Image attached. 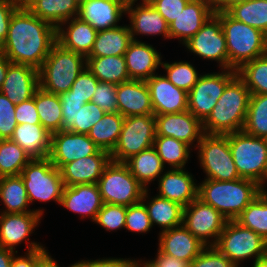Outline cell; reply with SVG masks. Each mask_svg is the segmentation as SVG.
Returning a JSON list of instances; mask_svg holds the SVG:
<instances>
[{
  "label": "cell",
  "instance_id": "1",
  "mask_svg": "<svg viewBox=\"0 0 267 267\" xmlns=\"http://www.w3.org/2000/svg\"><path fill=\"white\" fill-rule=\"evenodd\" d=\"M56 42L55 26L19 7L10 19L2 54L11 63L39 69Z\"/></svg>",
  "mask_w": 267,
  "mask_h": 267
},
{
  "label": "cell",
  "instance_id": "2",
  "mask_svg": "<svg viewBox=\"0 0 267 267\" xmlns=\"http://www.w3.org/2000/svg\"><path fill=\"white\" fill-rule=\"evenodd\" d=\"M261 192L259 184L244 178L233 181L204 179L198 183V198L228 220H235Z\"/></svg>",
  "mask_w": 267,
  "mask_h": 267
},
{
  "label": "cell",
  "instance_id": "3",
  "mask_svg": "<svg viewBox=\"0 0 267 267\" xmlns=\"http://www.w3.org/2000/svg\"><path fill=\"white\" fill-rule=\"evenodd\" d=\"M250 96L247 86L236 76L226 86L210 115L202 122L204 133L227 135L242 131Z\"/></svg>",
  "mask_w": 267,
  "mask_h": 267
},
{
  "label": "cell",
  "instance_id": "4",
  "mask_svg": "<svg viewBox=\"0 0 267 267\" xmlns=\"http://www.w3.org/2000/svg\"><path fill=\"white\" fill-rule=\"evenodd\" d=\"M222 24L228 52V69L238 70L243 64L267 54V35L235 20L226 11L214 13Z\"/></svg>",
  "mask_w": 267,
  "mask_h": 267
},
{
  "label": "cell",
  "instance_id": "5",
  "mask_svg": "<svg viewBox=\"0 0 267 267\" xmlns=\"http://www.w3.org/2000/svg\"><path fill=\"white\" fill-rule=\"evenodd\" d=\"M86 67L85 56L65 49L56 42L38 69L39 87L56 95L66 93Z\"/></svg>",
  "mask_w": 267,
  "mask_h": 267
},
{
  "label": "cell",
  "instance_id": "6",
  "mask_svg": "<svg viewBox=\"0 0 267 267\" xmlns=\"http://www.w3.org/2000/svg\"><path fill=\"white\" fill-rule=\"evenodd\" d=\"M229 148L240 178L261 187L267 179V140L244 131L229 134Z\"/></svg>",
  "mask_w": 267,
  "mask_h": 267
},
{
  "label": "cell",
  "instance_id": "7",
  "mask_svg": "<svg viewBox=\"0 0 267 267\" xmlns=\"http://www.w3.org/2000/svg\"><path fill=\"white\" fill-rule=\"evenodd\" d=\"M28 194L29 203L55 201L60 205L64 182L60 170L49 157L31 159L20 174Z\"/></svg>",
  "mask_w": 267,
  "mask_h": 267
},
{
  "label": "cell",
  "instance_id": "8",
  "mask_svg": "<svg viewBox=\"0 0 267 267\" xmlns=\"http://www.w3.org/2000/svg\"><path fill=\"white\" fill-rule=\"evenodd\" d=\"M103 203L130 206L141 202L145 188L124 162L110 161L98 180Z\"/></svg>",
  "mask_w": 267,
  "mask_h": 267
},
{
  "label": "cell",
  "instance_id": "9",
  "mask_svg": "<svg viewBox=\"0 0 267 267\" xmlns=\"http://www.w3.org/2000/svg\"><path fill=\"white\" fill-rule=\"evenodd\" d=\"M214 246L238 267L244 260L254 262L267 254V241L236 220L227 221Z\"/></svg>",
  "mask_w": 267,
  "mask_h": 267
},
{
  "label": "cell",
  "instance_id": "10",
  "mask_svg": "<svg viewBox=\"0 0 267 267\" xmlns=\"http://www.w3.org/2000/svg\"><path fill=\"white\" fill-rule=\"evenodd\" d=\"M196 150L200 167L206 174L205 179L219 181L240 179L229 148V134L204 133Z\"/></svg>",
  "mask_w": 267,
  "mask_h": 267
},
{
  "label": "cell",
  "instance_id": "11",
  "mask_svg": "<svg viewBox=\"0 0 267 267\" xmlns=\"http://www.w3.org/2000/svg\"><path fill=\"white\" fill-rule=\"evenodd\" d=\"M155 137L154 114L125 117L117 145L110 153L111 160L125 162L131 156L152 147Z\"/></svg>",
  "mask_w": 267,
  "mask_h": 267
},
{
  "label": "cell",
  "instance_id": "12",
  "mask_svg": "<svg viewBox=\"0 0 267 267\" xmlns=\"http://www.w3.org/2000/svg\"><path fill=\"white\" fill-rule=\"evenodd\" d=\"M237 76L233 69L205 73L188 92V111L203 122L217 105L226 86Z\"/></svg>",
  "mask_w": 267,
  "mask_h": 267
},
{
  "label": "cell",
  "instance_id": "13",
  "mask_svg": "<svg viewBox=\"0 0 267 267\" xmlns=\"http://www.w3.org/2000/svg\"><path fill=\"white\" fill-rule=\"evenodd\" d=\"M228 219L198 197L183 208L182 225L206 246H214Z\"/></svg>",
  "mask_w": 267,
  "mask_h": 267
},
{
  "label": "cell",
  "instance_id": "14",
  "mask_svg": "<svg viewBox=\"0 0 267 267\" xmlns=\"http://www.w3.org/2000/svg\"><path fill=\"white\" fill-rule=\"evenodd\" d=\"M183 46L194 56L216 61L220 70L228 69L226 38L220 19L215 14Z\"/></svg>",
  "mask_w": 267,
  "mask_h": 267
},
{
  "label": "cell",
  "instance_id": "15",
  "mask_svg": "<svg viewBox=\"0 0 267 267\" xmlns=\"http://www.w3.org/2000/svg\"><path fill=\"white\" fill-rule=\"evenodd\" d=\"M41 219L38 212L0 213V247L15 251L19 244L27 241V252L45 249L41 243L29 241Z\"/></svg>",
  "mask_w": 267,
  "mask_h": 267
},
{
  "label": "cell",
  "instance_id": "16",
  "mask_svg": "<svg viewBox=\"0 0 267 267\" xmlns=\"http://www.w3.org/2000/svg\"><path fill=\"white\" fill-rule=\"evenodd\" d=\"M99 150L87 134L61 130L51 134L49 159L60 169L64 164L96 154Z\"/></svg>",
  "mask_w": 267,
  "mask_h": 267
},
{
  "label": "cell",
  "instance_id": "17",
  "mask_svg": "<svg viewBox=\"0 0 267 267\" xmlns=\"http://www.w3.org/2000/svg\"><path fill=\"white\" fill-rule=\"evenodd\" d=\"M155 118L156 136L173 137L194 149L204 134L202 122L188 110L180 113L155 115Z\"/></svg>",
  "mask_w": 267,
  "mask_h": 267
},
{
  "label": "cell",
  "instance_id": "18",
  "mask_svg": "<svg viewBox=\"0 0 267 267\" xmlns=\"http://www.w3.org/2000/svg\"><path fill=\"white\" fill-rule=\"evenodd\" d=\"M145 82L150 92L154 115L188 110V93L174 86L164 75L155 74Z\"/></svg>",
  "mask_w": 267,
  "mask_h": 267
},
{
  "label": "cell",
  "instance_id": "19",
  "mask_svg": "<svg viewBox=\"0 0 267 267\" xmlns=\"http://www.w3.org/2000/svg\"><path fill=\"white\" fill-rule=\"evenodd\" d=\"M126 15L130 20L128 25L134 41H141L135 37L136 35H159L164 39H170L169 24L147 0L127 5Z\"/></svg>",
  "mask_w": 267,
  "mask_h": 267
},
{
  "label": "cell",
  "instance_id": "20",
  "mask_svg": "<svg viewBox=\"0 0 267 267\" xmlns=\"http://www.w3.org/2000/svg\"><path fill=\"white\" fill-rule=\"evenodd\" d=\"M38 88V69L26 64L10 63L0 93L17 105L32 98Z\"/></svg>",
  "mask_w": 267,
  "mask_h": 267
},
{
  "label": "cell",
  "instance_id": "21",
  "mask_svg": "<svg viewBox=\"0 0 267 267\" xmlns=\"http://www.w3.org/2000/svg\"><path fill=\"white\" fill-rule=\"evenodd\" d=\"M110 161V153L100 149L96 154L64 164L59 169L64 185L97 184Z\"/></svg>",
  "mask_w": 267,
  "mask_h": 267
},
{
  "label": "cell",
  "instance_id": "22",
  "mask_svg": "<svg viewBox=\"0 0 267 267\" xmlns=\"http://www.w3.org/2000/svg\"><path fill=\"white\" fill-rule=\"evenodd\" d=\"M191 172L184 169H168L158 178L159 197L188 206L198 197V184Z\"/></svg>",
  "mask_w": 267,
  "mask_h": 267
},
{
  "label": "cell",
  "instance_id": "23",
  "mask_svg": "<svg viewBox=\"0 0 267 267\" xmlns=\"http://www.w3.org/2000/svg\"><path fill=\"white\" fill-rule=\"evenodd\" d=\"M158 249L175 258L191 263L206 247L183 225L159 232Z\"/></svg>",
  "mask_w": 267,
  "mask_h": 267
},
{
  "label": "cell",
  "instance_id": "24",
  "mask_svg": "<svg viewBox=\"0 0 267 267\" xmlns=\"http://www.w3.org/2000/svg\"><path fill=\"white\" fill-rule=\"evenodd\" d=\"M103 204L98 184L65 186L60 202V206L78 213L82 219L89 218L92 222Z\"/></svg>",
  "mask_w": 267,
  "mask_h": 267
},
{
  "label": "cell",
  "instance_id": "25",
  "mask_svg": "<svg viewBox=\"0 0 267 267\" xmlns=\"http://www.w3.org/2000/svg\"><path fill=\"white\" fill-rule=\"evenodd\" d=\"M126 6L118 0H86L79 5L78 16L95 30L103 31L118 27Z\"/></svg>",
  "mask_w": 267,
  "mask_h": 267
},
{
  "label": "cell",
  "instance_id": "26",
  "mask_svg": "<svg viewBox=\"0 0 267 267\" xmlns=\"http://www.w3.org/2000/svg\"><path fill=\"white\" fill-rule=\"evenodd\" d=\"M160 53L153 45L133 40L124 53L130 80L146 81L158 74L156 70L160 68L163 59Z\"/></svg>",
  "mask_w": 267,
  "mask_h": 267
},
{
  "label": "cell",
  "instance_id": "27",
  "mask_svg": "<svg viewBox=\"0 0 267 267\" xmlns=\"http://www.w3.org/2000/svg\"><path fill=\"white\" fill-rule=\"evenodd\" d=\"M215 11L201 0H190L182 12L169 24L170 39L183 45L210 19Z\"/></svg>",
  "mask_w": 267,
  "mask_h": 267
},
{
  "label": "cell",
  "instance_id": "28",
  "mask_svg": "<svg viewBox=\"0 0 267 267\" xmlns=\"http://www.w3.org/2000/svg\"><path fill=\"white\" fill-rule=\"evenodd\" d=\"M118 113L124 117L153 114L150 92L145 81L117 84Z\"/></svg>",
  "mask_w": 267,
  "mask_h": 267
},
{
  "label": "cell",
  "instance_id": "29",
  "mask_svg": "<svg viewBox=\"0 0 267 267\" xmlns=\"http://www.w3.org/2000/svg\"><path fill=\"white\" fill-rule=\"evenodd\" d=\"M97 32L89 23L79 17H73L56 28V39L65 49L87 57L92 50Z\"/></svg>",
  "mask_w": 267,
  "mask_h": 267
},
{
  "label": "cell",
  "instance_id": "30",
  "mask_svg": "<svg viewBox=\"0 0 267 267\" xmlns=\"http://www.w3.org/2000/svg\"><path fill=\"white\" fill-rule=\"evenodd\" d=\"M18 144L30 159L49 157L51 134L41 124H17L10 138Z\"/></svg>",
  "mask_w": 267,
  "mask_h": 267
},
{
  "label": "cell",
  "instance_id": "31",
  "mask_svg": "<svg viewBox=\"0 0 267 267\" xmlns=\"http://www.w3.org/2000/svg\"><path fill=\"white\" fill-rule=\"evenodd\" d=\"M149 189H145L141 202L145 205L152 226L161 227V231L182 225L183 208L180 204L155 195L149 197Z\"/></svg>",
  "mask_w": 267,
  "mask_h": 267
},
{
  "label": "cell",
  "instance_id": "32",
  "mask_svg": "<svg viewBox=\"0 0 267 267\" xmlns=\"http://www.w3.org/2000/svg\"><path fill=\"white\" fill-rule=\"evenodd\" d=\"M0 203L6 208L0 213L38 212L44 215L43 208L30 209L28 194L20 175L0 177Z\"/></svg>",
  "mask_w": 267,
  "mask_h": 267
},
{
  "label": "cell",
  "instance_id": "33",
  "mask_svg": "<svg viewBox=\"0 0 267 267\" xmlns=\"http://www.w3.org/2000/svg\"><path fill=\"white\" fill-rule=\"evenodd\" d=\"M122 25L98 31L92 50L87 57L124 56L133 39L129 25Z\"/></svg>",
  "mask_w": 267,
  "mask_h": 267
},
{
  "label": "cell",
  "instance_id": "34",
  "mask_svg": "<svg viewBox=\"0 0 267 267\" xmlns=\"http://www.w3.org/2000/svg\"><path fill=\"white\" fill-rule=\"evenodd\" d=\"M25 7L56 28L67 20L77 17L79 12L76 0H31Z\"/></svg>",
  "mask_w": 267,
  "mask_h": 267
},
{
  "label": "cell",
  "instance_id": "35",
  "mask_svg": "<svg viewBox=\"0 0 267 267\" xmlns=\"http://www.w3.org/2000/svg\"><path fill=\"white\" fill-rule=\"evenodd\" d=\"M124 163L145 189L149 188L151 182L158 180L166 169L153 146L131 156Z\"/></svg>",
  "mask_w": 267,
  "mask_h": 267
},
{
  "label": "cell",
  "instance_id": "36",
  "mask_svg": "<svg viewBox=\"0 0 267 267\" xmlns=\"http://www.w3.org/2000/svg\"><path fill=\"white\" fill-rule=\"evenodd\" d=\"M86 58L87 68L99 82L117 85L130 80L124 56Z\"/></svg>",
  "mask_w": 267,
  "mask_h": 267
},
{
  "label": "cell",
  "instance_id": "37",
  "mask_svg": "<svg viewBox=\"0 0 267 267\" xmlns=\"http://www.w3.org/2000/svg\"><path fill=\"white\" fill-rule=\"evenodd\" d=\"M34 100L41 125L50 134L61 131L63 115L59 95L46 92L39 87L34 93Z\"/></svg>",
  "mask_w": 267,
  "mask_h": 267
},
{
  "label": "cell",
  "instance_id": "38",
  "mask_svg": "<svg viewBox=\"0 0 267 267\" xmlns=\"http://www.w3.org/2000/svg\"><path fill=\"white\" fill-rule=\"evenodd\" d=\"M124 118L118 112L106 113L87 135L100 149L111 153L119 140Z\"/></svg>",
  "mask_w": 267,
  "mask_h": 267
},
{
  "label": "cell",
  "instance_id": "39",
  "mask_svg": "<svg viewBox=\"0 0 267 267\" xmlns=\"http://www.w3.org/2000/svg\"><path fill=\"white\" fill-rule=\"evenodd\" d=\"M153 147L164 166L166 167L167 163L170 169H184L192 150L186 143L167 136H156Z\"/></svg>",
  "mask_w": 267,
  "mask_h": 267
},
{
  "label": "cell",
  "instance_id": "40",
  "mask_svg": "<svg viewBox=\"0 0 267 267\" xmlns=\"http://www.w3.org/2000/svg\"><path fill=\"white\" fill-rule=\"evenodd\" d=\"M226 12L235 20L267 35V0H249L234 4Z\"/></svg>",
  "mask_w": 267,
  "mask_h": 267
},
{
  "label": "cell",
  "instance_id": "41",
  "mask_svg": "<svg viewBox=\"0 0 267 267\" xmlns=\"http://www.w3.org/2000/svg\"><path fill=\"white\" fill-rule=\"evenodd\" d=\"M235 220L267 241V196L261 192Z\"/></svg>",
  "mask_w": 267,
  "mask_h": 267
},
{
  "label": "cell",
  "instance_id": "42",
  "mask_svg": "<svg viewBox=\"0 0 267 267\" xmlns=\"http://www.w3.org/2000/svg\"><path fill=\"white\" fill-rule=\"evenodd\" d=\"M242 131L255 137H267V94L250 96Z\"/></svg>",
  "mask_w": 267,
  "mask_h": 267
},
{
  "label": "cell",
  "instance_id": "43",
  "mask_svg": "<svg viewBox=\"0 0 267 267\" xmlns=\"http://www.w3.org/2000/svg\"><path fill=\"white\" fill-rule=\"evenodd\" d=\"M237 76L251 95L267 94V54L243 64L237 70Z\"/></svg>",
  "mask_w": 267,
  "mask_h": 267
},
{
  "label": "cell",
  "instance_id": "44",
  "mask_svg": "<svg viewBox=\"0 0 267 267\" xmlns=\"http://www.w3.org/2000/svg\"><path fill=\"white\" fill-rule=\"evenodd\" d=\"M30 160L25 151L14 141L0 140V177L20 175Z\"/></svg>",
  "mask_w": 267,
  "mask_h": 267
},
{
  "label": "cell",
  "instance_id": "45",
  "mask_svg": "<svg viewBox=\"0 0 267 267\" xmlns=\"http://www.w3.org/2000/svg\"><path fill=\"white\" fill-rule=\"evenodd\" d=\"M161 67L166 71L164 77L174 86L185 90L187 93L201 76L190 61H174L172 63L162 61Z\"/></svg>",
  "mask_w": 267,
  "mask_h": 267
},
{
  "label": "cell",
  "instance_id": "46",
  "mask_svg": "<svg viewBox=\"0 0 267 267\" xmlns=\"http://www.w3.org/2000/svg\"><path fill=\"white\" fill-rule=\"evenodd\" d=\"M126 206L104 203L97 213L94 223L105 231L125 229Z\"/></svg>",
  "mask_w": 267,
  "mask_h": 267
},
{
  "label": "cell",
  "instance_id": "47",
  "mask_svg": "<svg viewBox=\"0 0 267 267\" xmlns=\"http://www.w3.org/2000/svg\"><path fill=\"white\" fill-rule=\"evenodd\" d=\"M147 209L142 202L126 207L125 229L135 233H148L152 228Z\"/></svg>",
  "mask_w": 267,
  "mask_h": 267
},
{
  "label": "cell",
  "instance_id": "48",
  "mask_svg": "<svg viewBox=\"0 0 267 267\" xmlns=\"http://www.w3.org/2000/svg\"><path fill=\"white\" fill-rule=\"evenodd\" d=\"M99 80L86 67L74 81L71 89L66 92L69 98H77L88 103L92 101Z\"/></svg>",
  "mask_w": 267,
  "mask_h": 267
},
{
  "label": "cell",
  "instance_id": "49",
  "mask_svg": "<svg viewBox=\"0 0 267 267\" xmlns=\"http://www.w3.org/2000/svg\"><path fill=\"white\" fill-rule=\"evenodd\" d=\"M106 114L99 106L93 102H88L82 106L75 115L74 132L88 134L90 129Z\"/></svg>",
  "mask_w": 267,
  "mask_h": 267
},
{
  "label": "cell",
  "instance_id": "50",
  "mask_svg": "<svg viewBox=\"0 0 267 267\" xmlns=\"http://www.w3.org/2000/svg\"><path fill=\"white\" fill-rule=\"evenodd\" d=\"M106 113L118 112L117 85L99 82L92 101Z\"/></svg>",
  "mask_w": 267,
  "mask_h": 267
},
{
  "label": "cell",
  "instance_id": "51",
  "mask_svg": "<svg viewBox=\"0 0 267 267\" xmlns=\"http://www.w3.org/2000/svg\"><path fill=\"white\" fill-rule=\"evenodd\" d=\"M16 105L0 93V140L10 139L17 126L15 118Z\"/></svg>",
  "mask_w": 267,
  "mask_h": 267
},
{
  "label": "cell",
  "instance_id": "52",
  "mask_svg": "<svg viewBox=\"0 0 267 267\" xmlns=\"http://www.w3.org/2000/svg\"><path fill=\"white\" fill-rule=\"evenodd\" d=\"M190 267H238L215 246H206L190 263Z\"/></svg>",
  "mask_w": 267,
  "mask_h": 267
},
{
  "label": "cell",
  "instance_id": "53",
  "mask_svg": "<svg viewBox=\"0 0 267 267\" xmlns=\"http://www.w3.org/2000/svg\"><path fill=\"white\" fill-rule=\"evenodd\" d=\"M62 104L63 121L61 130L74 132L75 115L86 102L77 98H69L67 93L59 94Z\"/></svg>",
  "mask_w": 267,
  "mask_h": 267
},
{
  "label": "cell",
  "instance_id": "54",
  "mask_svg": "<svg viewBox=\"0 0 267 267\" xmlns=\"http://www.w3.org/2000/svg\"><path fill=\"white\" fill-rule=\"evenodd\" d=\"M170 24L182 12L190 0H147Z\"/></svg>",
  "mask_w": 267,
  "mask_h": 267
},
{
  "label": "cell",
  "instance_id": "55",
  "mask_svg": "<svg viewBox=\"0 0 267 267\" xmlns=\"http://www.w3.org/2000/svg\"><path fill=\"white\" fill-rule=\"evenodd\" d=\"M19 6L12 0H0V53L8 35L10 19Z\"/></svg>",
  "mask_w": 267,
  "mask_h": 267
},
{
  "label": "cell",
  "instance_id": "56",
  "mask_svg": "<svg viewBox=\"0 0 267 267\" xmlns=\"http://www.w3.org/2000/svg\"><path fill=\"white\" fill-rule=\"evenodd\" d=\"M15 118L17 120V124H41L34 96L29 100L16 105Z\"/></svg>",
  "mask_w": 267,
  "mask_h": 267
},
{
  "label": "cell",
  "instance_id": "57",
  "mask_svg": "<svg viewBox=\"0 0 267 267\" xmlns=\"http://www.w3.org/2000/svg\"><path fill=\"white\" fill-rule=\"evenodd\" d=\"M77 267H137L136 261L130 258H102L76 262Z\"/></svg>",
  "mask_w": 267,
  "mask_h": 267
},
{
  "label": "cell",
  "instance_id": "58",
  "mask_svg": "<svg viewBox=\"0 0 267 267\" xmlns=\"http://www.w3.org/2000/svg\"><path fill=\"white\" fill-rule=\"evenodd\" d=\"M157 254L154 260H151L158 267H190V263L184 260L175 258L171 255H166L157 249Z\"/></svg>",
  "mask_w": 267,
  "mask_h": 267
},
{
  "label": "cell",
  "instance_id": "59",
  "mask_svg": "<svg viewBox=\"0 0 267 267\" xmlns=\"http://www.w3.org/2000/svg\"><path fill=\"white\" fill-rule=\"evenodd\" d=\"M57 260L53 259L49 253V250L45 249H37L35 250V267H61L57 262ZM68 267H77L76 263L69 265Z\"/></svg>",
  "mask_w": 267,
  "mask_h": 267
},
{
  "label": "cell",
  "instance_id": "60",
  "mask_svg": "<svg viewBox=\"0 0 267 267\" xmlns=\"http://www.w3.org/2000/svg\"><path fill=\"white\" fill-rule=\"evenodd\" d=\"M16 252L12 257L11 267H35V250L26 252L25 255H17Z\"/></svg>",
  "mask_w": 267,
  "mask_h": 267
},
{
  "label": "cell",
  "instance_id": "61",
  "mask_svg": "<svg viewBox=\"0 0 267 267\" xmlns=\"http://www.w3.org/2000/svg\"><path fill=\"white\" fill-rule=\"evenodd\" d=\"M18 252L0 247V267H11L12 257Z\"/></svg>",
  "mask_w": 267,
  "mask_h": 267
},
{
  "label": "cell",
  "instance_id": "62",
  "mask_svg": "<svg viewBox=\"0 0 267 267\" xmlns=\"http://www.w3.org/2000/svg\"><path fill=\"white\" fill-rule=\"evenodd\" d=\"M10 63L11 62L7 59V57L4 54L0 53V88L5 80Z\"/></svg>",
  "mask_w": 267,
  "mask_h": 267
},
{
  "label": "cell",
  "instance_id": "63",
  "mask_svg": "<svg viewBox=\"0 0 267 267\" xmlns=\"http://www.w3.org/2000/svg\"><path fill=\"white\" fill-rule=\"evenodd\" d=\"M206 3L214 11H224V0H201Z\"/></svg>",
  "mask_w": 267,
  "mask_h": 267
},
{
  "label": "cell",
  "instance_id": "64",
  "mask_svg": "<svg viewBox=\"0 0 267 267\" xmlns=\"http://www.w3.org/2000/svg\"><path fill=\"white\" fill-rule=\"evenodd\" d=\"M252 267H267V254L255 260Z\"/></svg>",
  "mask_w": 267,
  "mask_h": 267
},
{
  "label": "cell",
  "instance_id": "65",
  "mask_svg": "<svg viewBox=\"0 0 267 267\" xmlns=\"http://www.w3.org/2000/svg\"><path fill=\"white\" fill-rule=\"evenodd\" d=\"M136 261V266L137 267H158L157 265H155L151 259L150 260H135Z\"/></svg>",
  "mask_w": 267,
  "mask_h": 267
},
{
  "label": "cell",
  "instance_id": "66",
  "mask_svg": "<svg viewBox=\"0 0 267 267\" xmlns=\"http://www.w3.org/2000/svg\"><path fill=\"white\" fill-rule=\"evenodd\" d=\"M249 0H224V11H227L234 4L246 2Z\"/></svg>",
  "mask_w": 267,
  "mask_h": 267
},
{
  "label": "cell",
  "instance_id": "67",
  "mask_svg": "<svg viewBox=\"0 0 267 267\" xmlns=\"http://www.w3.org/2000/svg\"><path fill=\"white\" fill-rule=\"evenodd\" d=\"M19 7H25L31 0H12Z\"/></svg>",
  "mask_w": 267,
  "mask_h": 267
},
{
  "label": "cell",
  "instance_id": "68",
  "mask_svg": "<svg viewBox=\"0 0 267 267\" xmlns=\"http://www.w3.org/2000/svg\"><path fill=\"white\" fill-rule=\"evenodd\" d=\"M121 1L125 6L129 5V4H133L136 3L138 0H118ZM144 1V0H142Z\"/></svg>",
  "mask_w": 267,
  "mask_h": 267
},
{
  "label": "cell",
  "instance_id": "69",
  "mask_svg": "<svg viewBox=\"0 0 267 267\" xmlns=\"http://www.w3.org/2000/svg\"><path fill=\"white\" fill-rule=\"evenodd\" d=\"M261 191L267 196V189L266 188H261Z\"/></svg>",
  "mask_w": 267,
  "mask_h": 267
},
{
  "label": "cell",
  "instance_id": "70",
  "mask_svg": "<svg viewBox=\"0 0 267 267\" xmlns=\"http://www.w3.org/2000/svg\"><path fill=\"white\" fill-rule=\"evenodd\" d=\"M86 0H76V2L80 5L82 4L83 2H85Z\"/></svg>",
  "mask_w": 267,
  "mask_h": 267
},
{
  "label": "cell",
  "instance_id": "71",
  "mask_svg": "<svg viewBox=\"0 0 267 267\" xmlns=\"http://www.w3.org/2000/svg\"><path fill=\"white\" fill-rule=\"evenodd\" d=\"M267 184V179H266V182L264 183V185L261 187V188H266V185Z\"/></svg>",
  "mask_w": 267,
  "mask_h": 267
}]
</instances>
